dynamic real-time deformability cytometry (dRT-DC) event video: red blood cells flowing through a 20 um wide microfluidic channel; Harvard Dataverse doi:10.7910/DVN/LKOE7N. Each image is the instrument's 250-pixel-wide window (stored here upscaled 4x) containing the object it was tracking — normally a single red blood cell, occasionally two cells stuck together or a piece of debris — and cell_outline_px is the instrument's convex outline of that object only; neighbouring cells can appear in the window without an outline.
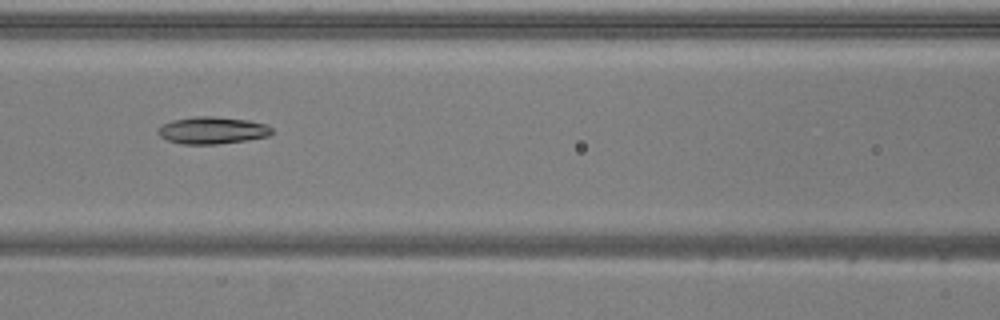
{"species": "common noctule bat (a hibernating species)", "species_latin": "Nyctalus noctula", "temperature_condition": "warm", "stored_images_in_passage": 37, "camera_frame_rate_fps": 3000, "um_per_image_px": 0.085, "animal": {"sex": "male", "body_mass_g": 20.5, "forearm_length_mm": 52.5}, "frame": {"image": 1, "passage_image": 7, "time_ms": 2.0, "image_size_px": [1000, 320], "cell_outline_px": [[272, 132], [268, 136], [248, 140], [216, 144], [180, 144], [168, 140], [160, 136], [156, 132], [156, 128], [172, 120], [196, 116], [212, 116], [248, 120], [264, 124], [272, 128]], "centroid_in_image_um": [18.01, 11.08], "position_along_channel_um": 148.6, "area_um2": 17.98}}
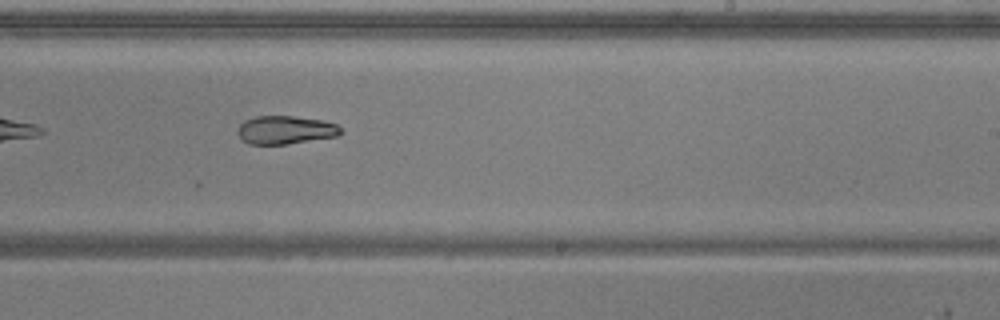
{"frame": {"image": 2, "passage_image": 16, "time_ms": 5.0, "image_size_px": [1000, 320], "cell_outline_px": [[344, 132], [336, 136], [284, 144], [248, 144], [236, 132], [236, 128], [244, 120], [256, 116], [292, 116], [324, 120], [336, 124]], "centroid_in_image_um": [24.24, 11.03], "position_along_channel_um": 264.8, "area_um2": 16.94}}
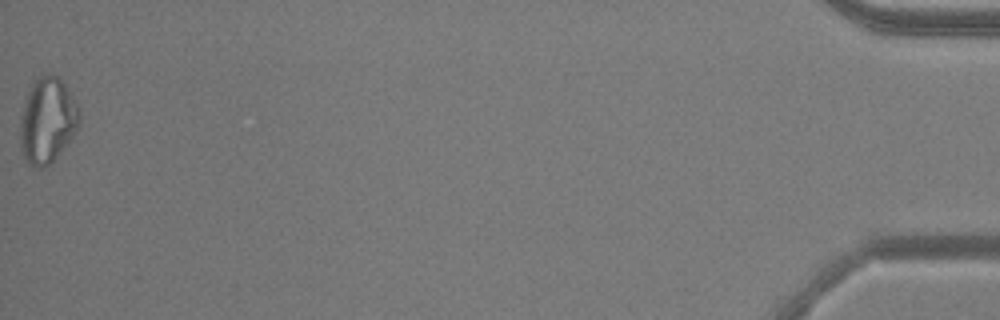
{"frame": {"image": 3, "passage_image": 37, "time_ms": 12.0, "image_size_px": [1000, 320], "cell_outline_px": [[80, 124], [76, 132], [56, 156], [44, 168], [40, 168], [32, 164], [24, 156], [20, 148], [20, 116], [28, 92], [32, 84], [40, 76], [56, 76], [64, 84], [72, 96], [80, 112]], "centroid_in_image_um": [4.03, 10.25], "position_along_channel_um": 431.2, "area_um2": 28.84}}